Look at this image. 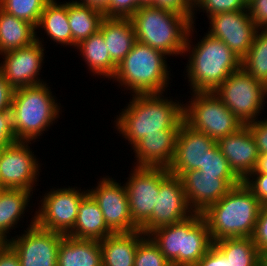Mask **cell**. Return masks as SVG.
I'll return each mask as SVG.
<instances>
[{
    "label": "cell",
    "mask_w": 267,
    "mask_h": 266,
    "mask_svg": "<svg viewBox=\"0 0 267 266\" xmlns=\"http://www.w3.org/2000/svg\"><path fill=\"white\" fill-rule=\"evenodd\" d=\"M161 94H132V100L117 115L115 126L133 147L147 135L160 134V130L180 128L184 121L183 105ZM177 101V102H176Z\"/></svg>",
    "instance_id": "obj_1"
},
{
    "label": "cell",
    "mask_w": 267,
    "mask_h": 266,
    "mask_svg": "<svg viewBox=\"0 0 267 266\" xmlns=\"http://www.w3.org/2000/svg\"><path fill=\"white\" fill-rule=\"evenodd\" d=\"M194 26L190 27L184 49V55L190 54L186 64L188 82L192 93L214 92L231 73L241 68V59L224 42L208 33L192 46L190 36Z\"/></svg>",
    "instance_id": "obj_2"
},
{
    "label": "cell",
    "mask_w": 267,
    "mask_h": 266,
    "mask_svg": "<svg viewBox=\"0 0 267 266\" xmlns=\"http://www.w3.org/2000/svg\"><path fill=\"white\" fill-rule=\"evenodd\" d=\"M261 206L243 182L233 187L202 213L212 241L252 237Z\"/></svg>",
    "instance_id": "obj_3"
},
{
    "label": "cell",
    "mask_w": 267,
    "mask_h": 266,
    "mask_svg": "<svg viewBox=\"0 0 267 266\" xmlns=\"http://www.w3.org/2000/svg\"><path fill=\"white\" fill-rule=\"evenodd\" d=\"M136 41L160 50L167 56H184L191 19L156 6H140L130 17Z\"/></svg>",
    "instance_id": "obj_4"
},
{
    "label": "cell",
    "mask_w": 267,
    "mask_h": 266,
    "mask_svg": "<svg viewBox=\"0 0 267 266\" xmlns=\"http://www.w3.org/2000/svg\"><path fill=\"white\" fill-rule=\"evenodd\" d=\"M148 236L174 266H196L213 245L201 213H194L176 224L157 228Z\"/></svg>",
    "instance_id": "obj_5"
},
{
    "label": "cell",
    "mask_w": 267,
    "mask_h": 266,
    "mask_svg": "<svg viewBox=\"0 0 267 266\" xmlns=\"http://www.w3.org/2000/svg\"><path fill=\"white\" fill-rule=\"evenodd\" d=\"M166 54L136 41L117 66L112 79L133 95L164 94L169 83ZM164 91V92H163Z\"/></svg>",
    "instance_id": "obj_6"
},
{
    "label": "cell",
    "mask_w": 267,
    "mask_h": 266,
    "mask_svg": "<svg viewBox=\"0 0 267 266\" xmlns=\"http://www.w3.org/2000/svg\"><path fill=\"white\" fill-rule=\"evenodd\" d=\"M45 83L15 89L11 114L17 141H32L59 118L60 106Z\"/></svg>",
    "instance_id": "obj_7"
},
{
    "label": "cell",
    "mask_w": 267,
    "mask_h": 266,
    "mask_svg": "<svg viewBox=\"0 0 267 266\" xmlns=\"http://www.w3.org/2000/svg\"><path fill=\"white\" fill-rule=\"evenodd\" d=\"M190 100L183 105L184 122L216 141L243 126L214 92H195Z\"/></svg>",
    "instance_id": "obj_8"
},
{
    "label": "cell",
    "mask_w": 267,
    "mask_h": 266,
    "mask_svg": "<svg viewBox=\"0 0 267 266\" xmlns=\"http://www.w3.org/2000/svg\"><path fill=\"white\" fill-rule=\"evenodd\" d=\"M214 94L243 125H247L258 120L264 109L267 86L240 68L231 73Z\"/></svg>",
    "instance_id": "obj_9"
},
{
    "label": "cell",
    "mask_w": 267,
    "mask_h": 266,
    "mask_svg": "<svg viewBox=\"0 0 267 266\" xmlns=\"http://www.w3.org/2000/svg\"><path fill=\"white\" fill-rule=\"evenodd\" d=\"M194 212L188 205L179 177L160 167V188L152 216L139 228L146 236L153 230L181 222Z\"/></svg>",
    "instance_id": "obj_10"
},
{
    "label": "cell",
    "mask_w": 267,
    "mask_h": 266,
    "mask_svg": "<svg viewBox=\"0 0 267 266\" xmlns=\"http://www.w3.org/2000/svg\"><path fill=\"white\" fill-rule=\"evenodd\" d=\"M88 193L75 187L50 189L35 211V223L43 229L67 235L74 227L79 203Z\"/></svg>",
    "instance_id": "obj_11"
},
{
    "label": "cell",
    "mask_w": 267,
    "mask_h": 266,
    "mask_svg": "<svg viewBox=\"0 0 267 266\" xmlns=\"http://www.w3.org/2000/svg\"><path fill=\"white\" fill-rule=\"evenodd\" d=\"M31 219L22 235L9 239V246L17 253L21 266H57L58 248L64 235L40 228L35 215Z\"/></svg>",
    "instance_id": "obj_12"
},
{
    "label": "cell",
    "mask_w": 267,
    "mask_h": 266,
    "mask_svg": "<svg viewBox=\"0 0 267 266\" xmlns=\"http://www.w3.org/2000/svg\"><path fill=\"white\" fill-rule=\"evenodd\" d=\"M29 143L17 141L0 149V188L33 191L41 166Z\"/></svg>",
    "instance_id": "obj_13"
},
{
    "label": "cell",
    "mask_w": 267,
    "mask_h": 266,
    "mask_svg": "<svg viewBox=\"0 0 267 266\" xmlns=\"http://www.w3.org/2000/svg\"><path fill=\"white\" fill-rule=\"evenodd\" d=\"M131 172L125 187L132 221L140 228L152 216L156 206L160 167L134 166Z\"/></svg>",
    "instance_id": "obj_14"
},
{
    "label": "cell",
    "mask_w": 267,
    "mask_h": 266,
    "mask_svg": "<svg viewBox=\"0 0 267 266\" xmlns=\"http://www.w3.org/2000/svg\"><path fill=\"white\" fill-rule=\"evenodd\" d=\"M29 46L5 52L0 63V73L15 89L44 83L38 77L44 59V47L38 36ZM39 78V79H38Z\"/></svg>",
    "instance_id": "obj_15"
},
{
    "label": "cell",
    "mask_w": 267,
    "mask_h": 266,
    "mask_svg": "<svg viewBox=\"0 0 267 266\" xmlns=\"http://www.w3.org/2000/svg\"><path fill=\"white\" fill-rule=\"evenodd\" d=\"M88 193L96 201L103 213L107 226L114 232H133L139 228L133 223L125 184L113 178L103 177L95 189Z\"/></svg>",
    "instance_id": "obj_16"
},
{
    "label": "cell",
    "mask_w": 267,
    "mask_h": 266,
    "mask_svg": "<svg viewBox=\"0 0 267 266\" xmlns=\"http://www.w3.org/2000/svg\"><path fill=\"white\" fill-rule=\"evenodd\" d=\"M208 34L224 42L240 59L249 51L258 28L248 10L225 12L208 17Z\"/></svg>",
    "instance_id": "obj_17"
},
{
    "label": "cell",
    "mask_w": 267,
    "mask_h": 266,
    "mask_svg": "<svg viewBox=\"0 0 267 266\" xmlns=\"http://www.w3.org/2000/svg\"><path fill=\"white\" fill-rule=\"evenodd\" d=\"M179 178L189 207L194 213L201 214L242 182L239 178H217V175L201 174L199 170L186 171Z\"/></svg>",
    "instance_id": "obj_18"
},
{
    "label": "cell",
    "mask_w": 267,
    "mask_h": 266,
    "mask_svg": "<svg viewBox=\"0 0 267 266\" xmlns=\"http://www.w3.org/2000/svg\"><path fill=\"white\" fill-rule=\"evenodd\" d=\"M216 145V140L192 129L183 121L176 138L174 158L168 167L169 173L179 177L186 171L200 170L204 165L205 154Z\"/></svg>",
    "instance_id": "obj_19"
},
{
    "label": "cell",
    "mask_w": 267,
    "mask_h": 266,
    "mask_svg": "<svg viewBox=\"0 0 267 266\" xmlns=\"http://www.w3.org/2000/svg\"><path fill=\"white\" fill-rule=\"evenodd\" d=\"M217 145L227 159L230 169L241 181L254 171L259 151L247 125L220 138Z\"/></svg>",
    "instance_id": "obj_20"
},
{
    "label": "cell",
    "mask_w": 267,
    "mask_h": 266,
    "mask_svg": "<svg viewBox=\"0 0 267 266\" xmlns=\"http://www.w3.org/2000/svg\"><path fill=\"white\" fill-rule=\"evenodd\" d=\"M179 128L160 130V134L147 135L132 148L136 153V167L168 168L174 158Z\"/></svg>",
    "instance_id": "obj_21"
},
{
    "label": "cell",
    "mask_w": 267,
    "mask_h": 266,
    "mask_svg": "<svg viewBox=\"0 0 267 266\" xmlns=\"http://www.w3.org/2000/svg\"><path fill=\"white\" fill-rule=\"evenodd\" d=\"M99 31L104 37L111 60L118 66L136 42L130 18L104 17Z\"/></svg>",
    "instance_id": "obj_22"
},
{
    "label": "cell",
    "mask_w": 267,
    "mask_h": 266,
    "mask_svg": "<svg viewBox=\"0 0 267 266\" xmlns=\"http://www.w3.org/2000/svg\"><path fill=\"white\" fill-rule=\"evenodd\" d=\"M114 233L106 224L100 207L87 193L79 203L77 219L69 237L87 240H103Z\"/></svg>",
    "instance_id": "obj_23"
},
{
    "label": "cell",
    "mask_w": 267,
    "mask_h": 266,
    "mask_svg": "<svg viewBox=\"0 0 267 266\" xmlns=\"http://www.w3.org/2000/svg\"><path fill=\"white\" fill-rule=\"evenodd\" d=\"M145 236L138 229L133 232L112 233L100 240L102 266H134L137 246Z\"/></svg>",
    "instance_id": "obj_24"
},
{
    "label": "cell",
    "mask_w": 267,
    "mask_h": 266,
    "mask_svg": "<svg viewBox=\"0 0 267 266\" xmlns=\"http://www.w3.org/2000/svg\"><path fill=\"white\" fill-rule=\"evenodd\" d=\"M57 266H102L99 241L64 235L58 248Z\"/></svg>",
    "instance_id": "obj_25"
},
{
    "label": "cell",
    "mask_w": 267,
    "mask_h": 266,
    "mask_svg": "<svg viewBox=\"0 0 267 266\" xmlns=\"http://www.w3.org/2000/svg\"><path fill=\"white\" fill-rule=\"evenodd\" d=\"M36 27L0 8V55L26 47L36 40Z\"/></svg>",
    "instance_id": "obj_26"
},
{
    "label": "cell",
    "mask_w": 267,
    "mask_h": 266,
    "mask_svg": "<svg viewBox=\"0 0 267 266\" xmlns=\"http://www.w3.org/2000/svg\"><path fill=\"white\" fill-rule=\"evenodd\" d=\"M104 42L102 33L98 30L89 38L82 40L76 49L81 52L80 55L89 67L93 75H100L106 78H112L116 72L117 65L111 60Z\"/></svg>",
    "instance_id": "obj_27"
},
{
    "label": "cell",
    "mask_w": 267,
    "mask_h": 266,
    "mask_svg": "<svg viewBox=\"0 0 267 266\" xmlns=\"http://www.w3.org/2000/svg\"><path fill=\"white\" fill-rule=\"evenodd\" d=\"M33 192L24 189L0 188V234L7 238L9 231L18 224V221L28 207Z\"/></svg>",
    "instance_id": "obj_28"
},
{
    "label": "cell",
    "mask_w": 267,
    "mask_h": 266,
    "mask_svg": "<svg viewBox=\"0 0 267 266\" xmlns=\"http://www.w3.org/2000/svg\"><path fill=\"white\" fill-rule=\"evenodd\" d=\"M37 28H43L49 38L55 41L56 44L72 46L67 2L61 4L57 3L56 0H50L43 9Z\"/></svg>",
    "instance_id": "obj_29"
},
{
    "label": "cell",
    "mask_w": 267,
    "mask_h": 266,
    "mask_svg": "<svg viewBox=\"0 0 267 266\" xmlns=\"http://www.w3.org/2000/svg\"><path fill=\"white\" fill-rule=\"evenodd\" d=\"M67 12L72 34V46L74 47L82 40L96 33L104 18L100 11L77 3L74 0L67 2Z\"/></svg>",
    "instance_id": "obj_30"
},
{
    "label": "cell",
    "mask_w": 267,
    "mask_h": 266,
    "mask_svg": "<svg viewBox=\"0 0 267 266\" xmlns=\"http://www.w3.org/2000/svg\"><path fill=\"white\" fill-rule=\"evenodd\" d=\"M213 244L228 258L229 266H257L262 261L252 237L224 238Z\"/></svg>",
    "instance_id": "obj_31"
},
{
    "label": "cell",
    "mask_w": 267,
    "mask_h": 266,
    "mask_svg": "<svg viewBox=\"0 0 267 266\" xmlns=\"http://www.w3.org/2000/svg\"><path fill=\"white\" fill-rule=\"evenodd\" d=\"M241 68L267 86V29H258L248 53L241 59Z\"/></svg>",
    "instance_id": "obj_32"
},
{
    "label": "cell",
    "mask_w": 267,
    "mask_h": 266,
    "mask_svg": "<svg viewBox=\"0 0 267 266\" xmlns=\"http://www.w3.org/2000/svg\"><path fill=\"white\" fill-rule=\"evenodd\" d=\"M50 0H0V8L6 13L37 27L43 9Z\"/></svg>",
    "instance_id": "obj_33"
},
{
    "label": "cell",
    "mask_w": 267,
    "mask_h": 266,
    "mask_svg": "<svg viewBox=\"0 0 267 266\" xmlns=\"http://www.w3.org/2000/svg\"><path fill=\"white\" fill-rule=\"evenodd\" d=\"M134 266H171L158 246L147 235L138 244Z\"/></svg>",
    "instance_id": "obj_34"
},
{
    "label": "cell",
    "mask_w": 267,
    "mask_h": 266,
    "mask_svg": "<svg viewBox=\"0 0 267 266\" xmlns=\"http://www.w3.org/2000/svg\"><path fill=\"white\" fill-rule=\"evenodd\" d=\"M202 9L206 16L210 17L215 14L248 10L246 0H194V12L192 15V24H195V10Z\"/></svg>",
    "instance_id": "obj_35"
},
{
    "label": "cell",
    "mask_w": 267,
    "mask_h": 266,
    "mask_svg": "<svg viewBox=\"0 0 267 266\" xmlns=\"http://www.w3.org/2000/svg\"><path fill=\"white\" fill-rule=\"evenodd\" d=\"M199 171L201 174L217 175V178H238L230 169L218 145L205 154L204 165Z\"/></svg>",
    "instance_id": "obj_36"
},
{
    "label": "cell",
    "mask_w": 267,
    "mask_h": 266,
    "mask_svg": "<svg viewBox=\"0 0 267 266\" xmlns=\"http://www.w3.org/2000/svg\"><path fill=\"white\" fill-rule=\"evenodd\" d=\"M242 182L262 206L267 205V173H250Z\"/></svg>",
    "instance_id": "obj_37"
},
{
    "label": "cell",
    "mask_w": 267,
    "mask_h": 266,
    "mask_svg": "<svg viewBox=\"0 0 267 266\" xmlns=\"http://www.w3.org/2000/svg\"><path fill=\"white\" fill-rule=\"evenodd\" d=\"M252 239L259 253L265 254L267 252V205L260 208Z\"/></svg>",
    "instance_id": "obj_38"
},
{
    "label": "cell",
    "mask_w": 267,
    "mask_h": 266,
    "mask_svg": "<svg viewBox=\"0 0 267 266\" xmlns=\"http://www.w3.org/2000/svg\"><path fill=\"white\" fill-rule=\"evenodd\" d=\"M136 0H110L104 17L130 18L138 9Z\"/></svg>",
    "instance_id": "obj_39"
},
{
    "label": "cell",
    "mask_w": 267,
    "mask_h": 266,
    "mask_svg": "<svg viewBox=\"0 0 267 266\" xmlns=\"http://www.w3.org/2000/svg\"><path fill=\"white\" fill-rule=\"evenodd\" d=\"M17 142L10 110L0 111V149Z\"/></svg>",
    "instance_id": "obj_40"
},
{
    "label": "cell",
    "mask_w": 267,
    "mask_h": 266,
    "mask_svg": "<svg viewBox=\"0 0 267 266\" xmlns=\"http://www.w3.org/2000/svg\"><path fill=\"white\" fill-rule=\"evenodd\" d=\"M152 6L160 7L186 15L192 20L194 0H152Z\"/></svg>",
    "instance_id": "obj_41"
},
{
    "label": "cell",
    "mask_w": 267,
    "mask_h": 266,
    "mask_svg": "<svg viewBox=\"0 0 267 266\" xmlns=\"http://www.w3.org/2000/svg\"><path fill=\"white\" fill-rule=\"evenodd\" d=\"M248 11L258 29H267V0H251L248 2Z\"/></svg>",
    "instance_id": "obj_42"
},
{
    "label": "cell",
    "mask_w": 267,
    "mask_h": 266,
    "mask_svg": "<svg viewBox=\"0 0 267 266\" xmlns=\"http://www.w3.org/2000/svg\"><path fill=\"white\" fill-rule=\"evenodd\" d=\"M249 130L254 136L256 146L259 154L267 153V119L256 120L252 123L247 124Z\"/></svg>",
    "instance_id": "obj_43"
},
{
    "label": "cell",
    "mask_w": 267,
    "mask_h": 266,
    "mask_svg": "<svg viewBox=\"0 0 267 266\" xmlns=\"http://www.w3.org/2000/svg\"><path fill=\"white\" fill-rule=\"evenodd\" d=\"M196 266H229V261L213 244Z\"/></svg>",
    "instance_id": "obj_44"
},
{
    "label": "cell",
    "mask_w": 267,
    "mask_h": 266,
    "mask_svg": "<svg viewBox=\"0 0 267 266\" xmlns=\"http://www.w3.org/2000/svg\"><path fill=\"white\" fill-rule=\"evenodd\" d=\"M14 89L0 73V111L10 110Z\"/></svg>",
    "instance_id": "obj_45"
},
{
    "label": "cell",
    "mask_w": 267,
    "mask_h": 266,
    "mask_svg": "<svg viewBox=\"0 0 267 266\" xmlns=\"http://www.w3.org/2000/svg\"><path fill=\"white\" fill-rule=\"evenodd\" d=\"M0 266H21L17 253L9 245L0 254Z\"/></svg>",
    "instance_id": "obj_46"
},
{
    "label": "cell",
    "mask_w": 267,
    "mask_h": 266,
    "mask_svg": "<svg viewBox=\"0 0 267 266\" xmlns=\"http://www.w3.org/2000/svg\"><path fill=\"white\" fill-rule=\"evenodd\" d=\"M109 1L110 0H75V2L100 11L102 14L108 10Z\"/></svg>",
    "instance_id": "obj_47"
},
{
    "label": "cell",
    "mask_w": 267,
    "mask_h": 266,
    "mask_svg": "<svg viewBox=\"0 0 267 266\" xmlns=\"http://www.w3.org/2000/svg\"><path fill=\"white\" fill-rule=\"evenodd\" d=\"M251 173H267V153L259 154L256 167Z\"/></svg>",
    "instance_id": "obj_48"
},
{
    "label": "cell",
    "mask_w": 267,
    "mask_h": 266,
    "mask_svg": "<svg viewBox=\"0 0 267 266\" xmlns=\"http://www.w3.org/2000/svg\"><path fill=\"white\" fill-rule=\"evenodd\" d=\"M9 245V239L0 234V254L4 251V249Z\"/></svg>",
    "instance_id": "obj_49"
},
{
    "label": "cell",
    "mask_w": 267,
    "mask_h": 266,
    "mask_svg": "<svg viewBox=\"0 0 267 266\" xmlns=\"http://www.w3.org/2000/svg\"><path fill=\"white\" fill-rule=\"evenodd\" d=\"M139 6H150L152 5V0H136Z\"/></svg>",
    "instance_id": "obj_50"
},
{
    "label": "cell",
    "mask_w": 267,
    "mask_h": 266,
    "mask_svg": "<svg viewBox=\"0 0 267 266\" xmlns=\"http://www.w3.org/2000/svg\"><path fill=\"white\" fill-rule=\"evenodd\" d=\"M262 261L267 264V252L262 255Z\"/></svg>",
    "instance_id": "obj_51"
},
{
    "label": "cell",
    "mask_w": 267,
    "mask_h": 266,
    "mask_svg": "<svg viewBox=\"0 0 267 266\" xmlns=\"http://www.w3.org/2000/svg\"><path fill=\"white\" fill-rule=\"evenodd\" d=\"M257 266H267V264L261 261Z\"/></svg>",
    "instance_id": "obj_52"
}]
</instances>
